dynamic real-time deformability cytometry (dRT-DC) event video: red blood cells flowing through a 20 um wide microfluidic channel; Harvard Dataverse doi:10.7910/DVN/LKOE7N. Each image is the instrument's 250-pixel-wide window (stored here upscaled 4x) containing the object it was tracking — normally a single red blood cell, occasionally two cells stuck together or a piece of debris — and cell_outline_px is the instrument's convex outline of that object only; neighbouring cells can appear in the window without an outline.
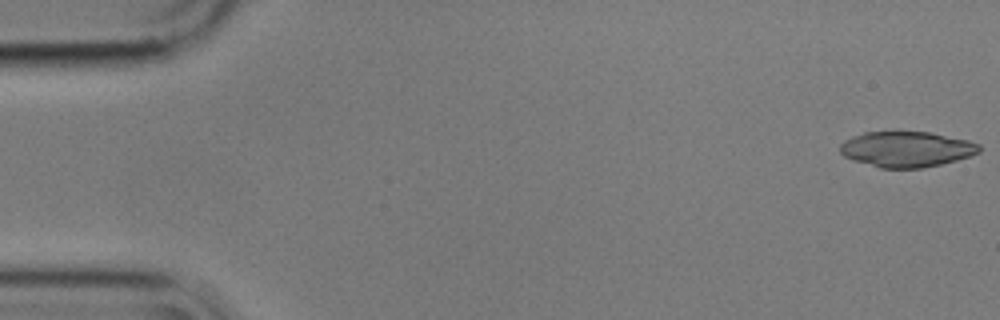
{"species": "common noctule bat (a hibernating species)", "species_latin": "Nyctalus noctula", "temperature_condition": "cold", "stored_images_in_passage": 17, "camera_frame_rate_fps": 3000, "um_per_image_px": 0.085, "animal": {"sex": "male", "body_mass_g": 17.9}, "frame": {"image": 1, "passage_image": 1, "time_ms": 0.0, "image_size_px": [1000, 320], "cell_outline_px": [[980, 152], [956, 160], [924, 168], [880, 168], [844, 156], [840, 152], [840, 144], [844, 140], [852, 136], [864, 132], [928, 132], [968, 140], [980, 144]], "centroid_in_image_um": [77.05, 12.68], "position_along_channel_um": 8.0, "area_um2": 28.61}}